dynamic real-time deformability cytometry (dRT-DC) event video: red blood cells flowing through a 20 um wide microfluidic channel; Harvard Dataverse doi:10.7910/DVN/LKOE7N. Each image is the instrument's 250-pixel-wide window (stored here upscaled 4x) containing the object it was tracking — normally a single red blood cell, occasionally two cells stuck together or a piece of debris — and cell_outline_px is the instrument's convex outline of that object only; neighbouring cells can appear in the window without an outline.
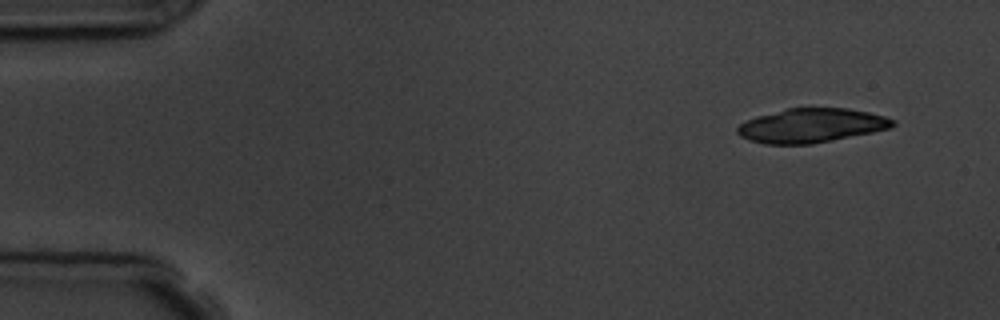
{"species": "common noctule bat (a hibernating species)", "species_latin": "Nyctalus noctula", "temperature_condition": "room temperature", "stored_images_in_passage": 5, "camera_frame_rate_fps": 3000, "um_per_image_px": 0.085, "animal": {"sex": "male", "body_mass_g": 19.5, "forearm_length_mm": 54.6}, "frame": {"image": 1, "passage_image": 1, "time_ms": 0.0, "image_size_px": [1000, 320], "cell_outline_px": [[896, 124], [892, 128], [812, 144], [764, 144], [748, 140], [740, 136], [736, 132], [736, 128], [740, 124], [756, 116], [788, 108], [848, 108], [868, 112], [884, 116], [896, 120]], "centroid_in_image_um": [68.96, 10.67], "position_along_channel_um": 16.0, "area_um2": 30.92}}